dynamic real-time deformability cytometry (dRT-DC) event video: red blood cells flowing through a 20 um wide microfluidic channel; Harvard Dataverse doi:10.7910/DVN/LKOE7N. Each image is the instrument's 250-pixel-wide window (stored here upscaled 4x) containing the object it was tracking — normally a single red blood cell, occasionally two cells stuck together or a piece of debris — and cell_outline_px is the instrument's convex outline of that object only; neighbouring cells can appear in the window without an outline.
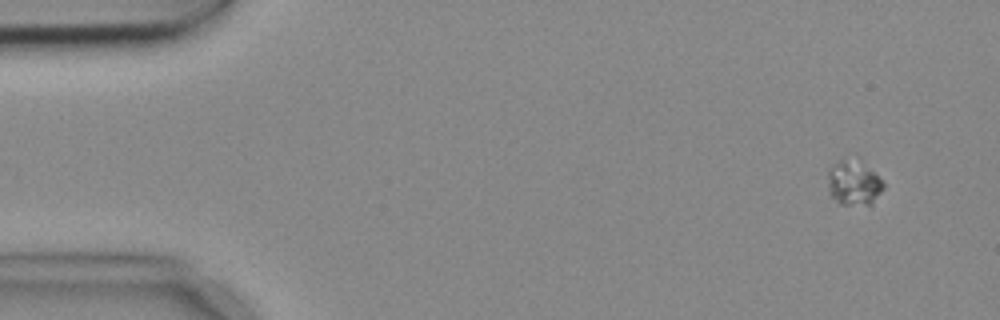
{"species": "common noctule bat (a hibernating species)", "species_latin": "Nyctalus noctula", "temperature_condition": "cold", "stored_images_in_passage": 4, "camera_frame_rate_fps": 3000, "um_per_image_px": 0.085, "animal": {"sex": "female", "body_mass_g": 18.4}, "frame": {"image": 1, "passage_image": 1, "time_ms": 0.0, "image_size_px": [1000, 320], "cell_outline_px": [[884, 188], [872, 204], [840, 204], [828, 192], [828, 168], [832, 164], [840, 160], [844, 160], [872, 172], [884, 184]], "centroid_in_image_um": [72.5, 15.64], "position_along_channel_um": 12.5, "area_um2": 13.53}}
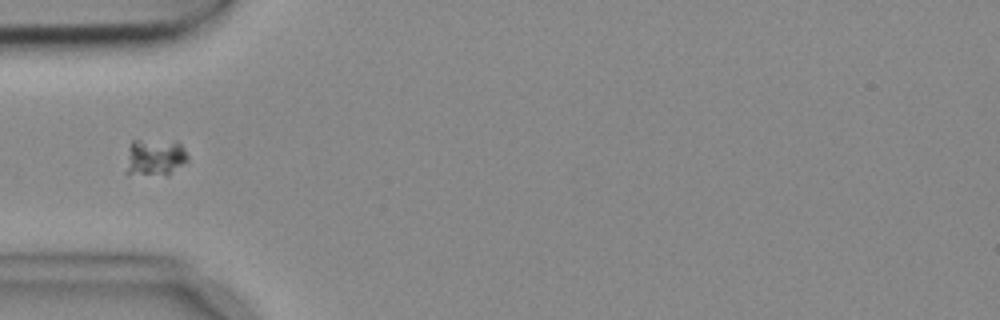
{"frame": {"image": 2, "passage_image": 2, "time_ms": 0.333, "image_size_px": [1000, 320], "cell_outline_px": [[188, 160], [184, 164], [168, 176], [124, 172], [132, 140], [176, 140], [184, 148], [188, 156]], "centroid_in_image_um": [13.22, 13.36], "position_along_channel_um": 71.8, "area_um2": 13.41}}
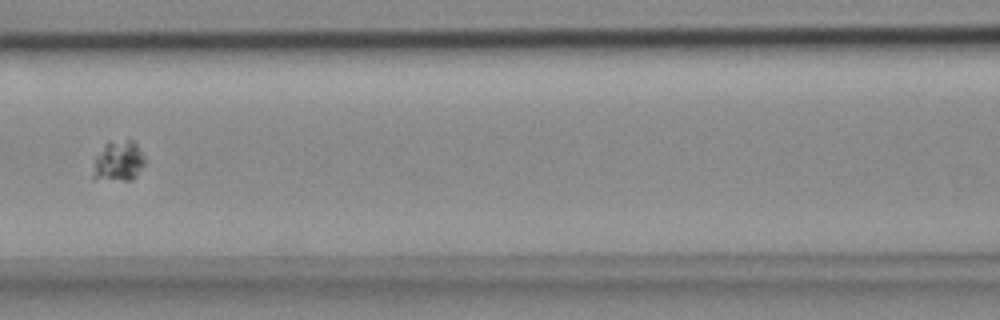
{"frame": {"image": 3, "passage_image": 4, "time_ms": 1.0, "image_size_px": [1000, 320], "cell_outline_px": [[144, 164], [136, 176], [132, 180], [124, 180], [92, 176], [96, 156], [104, 144], [128, 140], [132, 140], [136, 144], [144, 160]], "centroid_in_image_um": [10.08, 13.69], "position_along_channel_um": 156.5, "area_um2": 11.5}}